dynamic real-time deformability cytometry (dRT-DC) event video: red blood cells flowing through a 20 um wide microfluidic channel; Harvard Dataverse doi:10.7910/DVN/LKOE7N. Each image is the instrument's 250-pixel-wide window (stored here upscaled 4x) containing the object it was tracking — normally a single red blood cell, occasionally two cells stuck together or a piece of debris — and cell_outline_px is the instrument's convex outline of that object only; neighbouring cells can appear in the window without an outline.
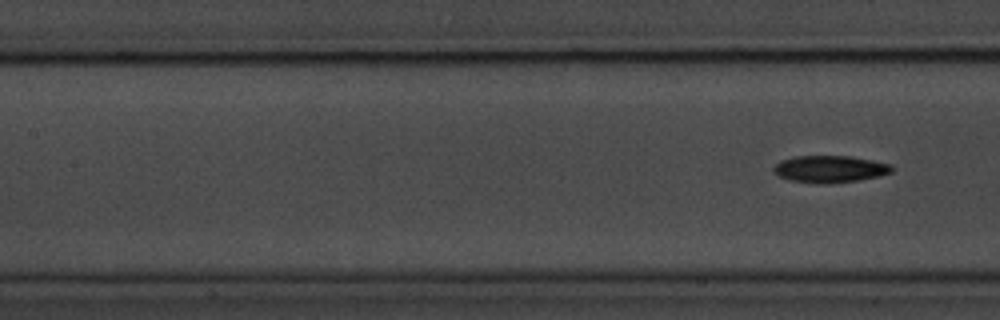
{"species": "common noctule bat (a hibernating species)", "species_latin": "Nyctalus noctula", "temperature_condition": "room temperature", "stored_images_in_passage": 7, "segment_of_instrument_passage": [2, 2], "camera_frame_rate_fps": 3000, "um_per_image_px": 0.085, "animal": {"sex": "male", "body_mass_g": 20.1, "forearm_length_mm": 53.5}, "frame": {"image": 1, "passage_image": 7, "time_ms": 2.0, "image_size_px": [1000, 320], "cell_outline_px": [[892, 172], [880, 176], [856, 180], [820, 184], [788, 180], [772, 172], [772, 168], [780, 160], [796, 156], [852, 156], [892, 164]], "centroid_in_image_um": [70.52, 14.36], "position_along_channel_um": 136.9, "area_um2": 18.61}}